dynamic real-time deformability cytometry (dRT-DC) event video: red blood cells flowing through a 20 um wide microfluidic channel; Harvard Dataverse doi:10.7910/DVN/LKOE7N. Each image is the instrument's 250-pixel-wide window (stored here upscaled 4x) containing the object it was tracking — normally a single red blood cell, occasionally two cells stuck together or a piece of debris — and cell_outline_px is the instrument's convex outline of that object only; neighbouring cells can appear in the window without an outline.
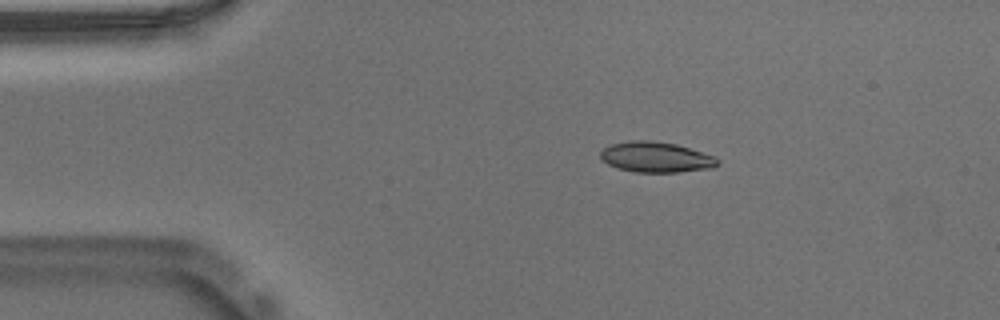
{"species": "Egyptian fruit bat (a non-hibernating species)", "species_latin": "Rousettus aegyptiacus", "temperature_condition": "warm", "stored_images_in_passage": 46, "camera_frame_rate_fps": 3000, "um_per_image_px": 0.085, "animal": {"sex": "male"}, "frame": {"image": 1, "passage_image": 2, "time_ms": 0.333, "image_size_px": [1000, 320], "cell_outline_px": [[720, 164], [712, 168], [680, 172], [636, 172], [616, 168], [600, 160], [600, 152], [604, 148], [612, 144], [632, 140], [652, 140], [676, 144], [716, 156], [720, 160]], "centroid_in_image_um": [55.78, 13.36], "position_along_channel_um": 29.2, "area_um2": 21.04}}
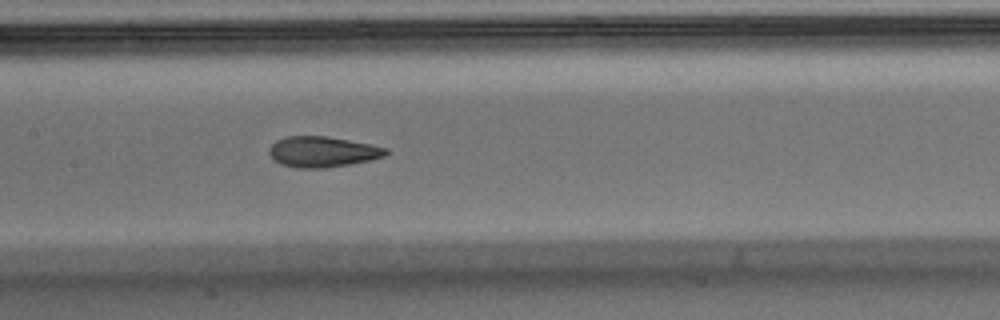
{"frame": {"image": 2, "passage_image": 18, "time_ms": 5.667, "image_size_px": [1000, 320], "cell_outline_px": [[388, 152], [384, 156], [372, 160], [324, 168], [300, 168], [280, 164], [268, 152], [268, 148], [276, 140], [288, 136], [328, 136], [372, 144], [388, 148]], "centroid_in_image_um": [27.43, 12.89], "position_along_channel_um": 180.0, "area_um2": 20.87}}
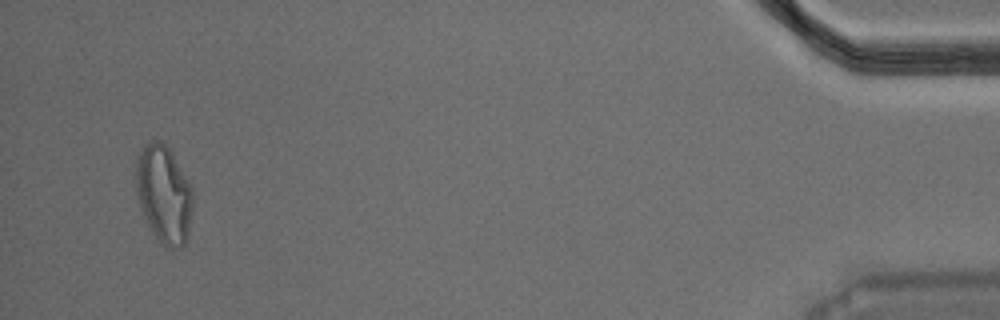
{"frame": {"image": 3, "passage_image": 44, "time_ms": 14.333, "image_size_px": [1000, 320], "cell_outline_px": [[192, 212], [188, 236], [184, 244], [180, 248], [172, 248], [164, 244], [152, 232], [144, 216], [136, 192], [136, 156], [140, 148], [144, 144], [152, 140], [160, 140], [172, 152], [192, 188]], "centroid_in_image_um": [13.92, 16.46], "position_along_channel_um": 421.3, "area_um2": 32.31}, "authors_computed_cell_mechanics": {"area_um2": 21.2415, "velocity_mm_per_s": 3.7278, "shape_relaxation_time_tau1_ms": 9.0796, "shape_relaxation_time_tau2_ms": 1.7261, "deformation_change_tau1": 0.2339, "deformation_change_tau2": 0.0761}}